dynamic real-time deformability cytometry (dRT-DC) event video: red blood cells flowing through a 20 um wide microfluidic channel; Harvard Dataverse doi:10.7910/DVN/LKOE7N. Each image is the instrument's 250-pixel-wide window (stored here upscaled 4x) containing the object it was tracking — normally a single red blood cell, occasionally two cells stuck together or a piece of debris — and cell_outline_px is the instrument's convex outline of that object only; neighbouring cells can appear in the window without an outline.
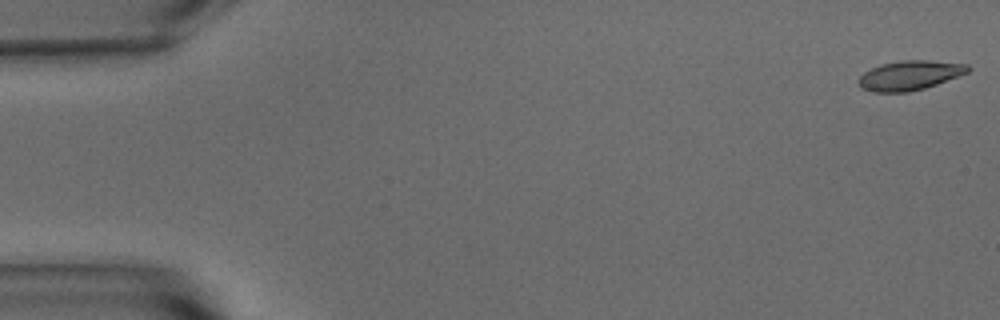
{"species": "common noctule bat (a hibernating species)", "species_latin": "Nyctalus noctula", "temperature_condition": "warm", "stored_images_in_passage": 54, "camera_frame_rate_fps": 3000, "um_per_image_px": 0.085, "animal": {"sex": "male", "body_mass_g": 15.6}, "frame": {"image": 1, "passage_image": 1, "time_ms": 0.0, "image_size_px": [1000, 320], "cell_outline_px": [[972, 68], [968, 72], [936, 84], [924, 88], [908, 92], [872, 92], [860, 88], [856, 80], [864, 72], [880, 64], [904, 60], [928, 60], [968, 64]], "centroid_in_image_um": [77.29, 6.4], "position_along_channel_um": 7.7, "area_um2": 18.84}}
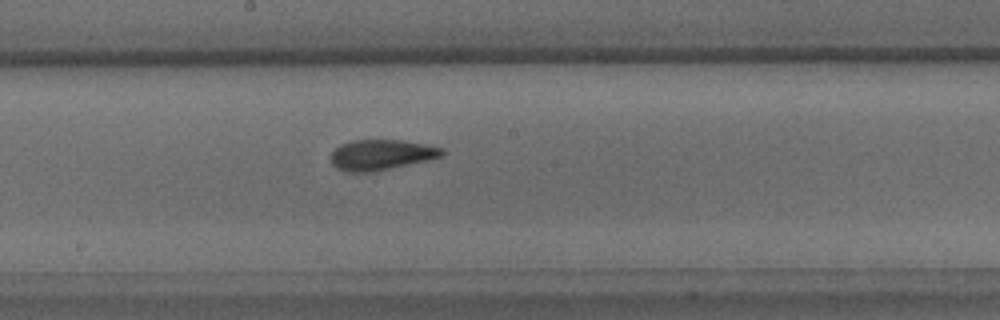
{"frame": {"image": 2, "passage_image": 29, "time_ms": 9.333, "image_size_px": [1000, 320], "cell_outline_px": [[444, 152], [440, 156], [428, 160], [372, 172], [348, 172], [336, 168], [332, 164], [332, 152], [340, 144], [348, 140], [400, 140], [424, 144], [444, 148]], "centroid_in_image_um": [32.38, 13.15], "position_along_channel_um": 215.8, "area_um2": 19.59}}
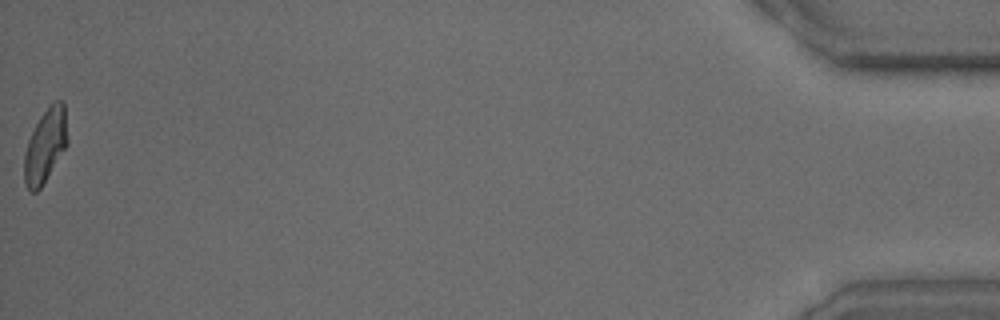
{"frame": {"image": 3, "passage_image": 54, "time_ms": 17.667, "image_size_px": [1000, 320], "cell_outline_px": [[68, 144], [40, 188], [36, 192], [32, 192], [24, 184], [24, 152], [28, 140], [40, 116], [52, 100], [64, 100], [68, 140]], "centroid_in_image_um": [3.86, 12.33], "position_along_channel_um": 431.3, "area_um2": 18.67}, "authors_computed_cell_mechanics": {"area_um2": 19.2185, "velocity_mm_per_s": 3.7639, "shape_relaxation_time_tau1_ms": 4.3456, "shape_relaxation_time_tau2_ms": 1.7272, "deformation_change_tau1": 0.1643, "deformation_change_tau2": 0.0937}}